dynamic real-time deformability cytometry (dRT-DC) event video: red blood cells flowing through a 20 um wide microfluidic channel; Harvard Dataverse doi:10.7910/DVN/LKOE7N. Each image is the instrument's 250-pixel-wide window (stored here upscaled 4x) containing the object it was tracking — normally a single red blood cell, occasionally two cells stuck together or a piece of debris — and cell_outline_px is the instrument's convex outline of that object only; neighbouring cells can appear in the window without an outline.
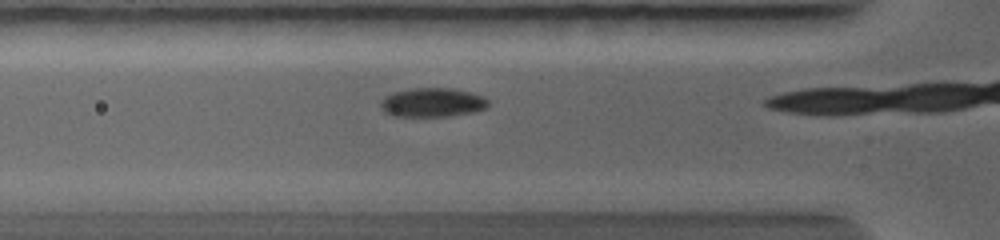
{"species": "common noctule bat (a hibernating species)", "species_latin": "Nyctalus noctula", "temperature_condition": "warm", "stored_images_in_passage": 25, "camera_frame_rate_fps": 5000, "um_per_image_px": 0.085, "animal": {"sex": "female", "body_mass_g": 19.0, "forearm_length_mm": 56.7}, "frame": {"image": 1, "passage_image": 5, "time_ms": 1.2, "image_size_px": [1000, 240], "cell_outline_px": [[488, 108], [472, 112], [448, 116], [392, 116], [384, 112], [380, 108], [380, 100], [384, 96], [392, 92], [416, 88], [452, 88], [468, 92], [480, 96], [488, 100]], "centroid_in_image_um": [36.69, 8.71], "position_along_channel_um": 89.1, "area_um2": 18.21}}
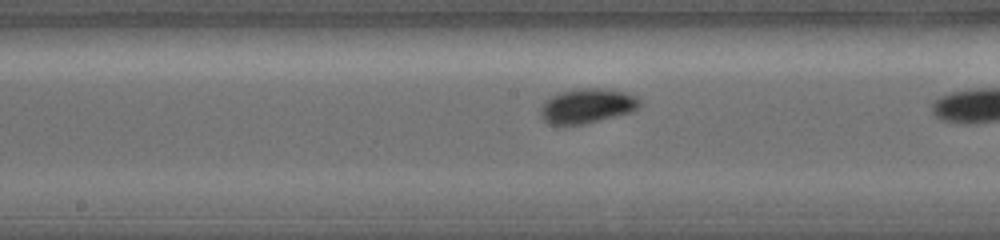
{"frame": {"image": 2, "passage_image": 12, "time_ms": 3.4, "image_size_px": [1000, 240], "cell_outline_px": [[640, 104], [632, 112], [584, 124], [548, 124], [540, 116], [540, 108], [552, 96], [560, 92], [576, 88], [600, 88], [624, 92], [636, 96], [640, 100]], "centroid_in_image_um": [49.9, 9.0], "position_along_channel_um": 198.3, "area_um2": 19.83}}
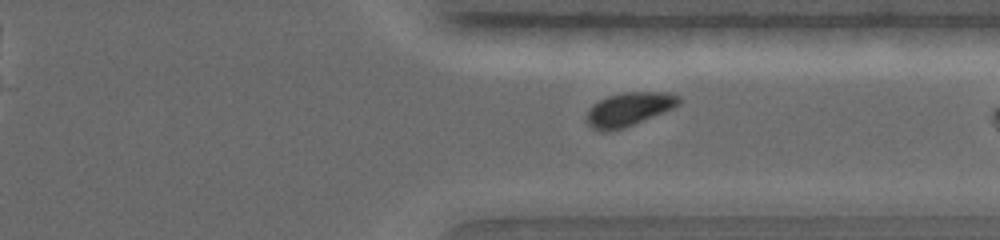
{"frame": {"image": 3, "passage_image": 23, "time_ms": 6.6, "image_size_px": [1000, 240], "cell_outline_px": [[680, 104], [672, 108], [624, 128], [604, 132], [600, 132], [592, 128], [584, 120], [592, 104], [608, 96], [624, 92], [668, 92], [680, 96]], "centroid_in_image_um": [53.42, 9.29], "position_along_channel_um": 358.0, "area_um2": 18.03}}